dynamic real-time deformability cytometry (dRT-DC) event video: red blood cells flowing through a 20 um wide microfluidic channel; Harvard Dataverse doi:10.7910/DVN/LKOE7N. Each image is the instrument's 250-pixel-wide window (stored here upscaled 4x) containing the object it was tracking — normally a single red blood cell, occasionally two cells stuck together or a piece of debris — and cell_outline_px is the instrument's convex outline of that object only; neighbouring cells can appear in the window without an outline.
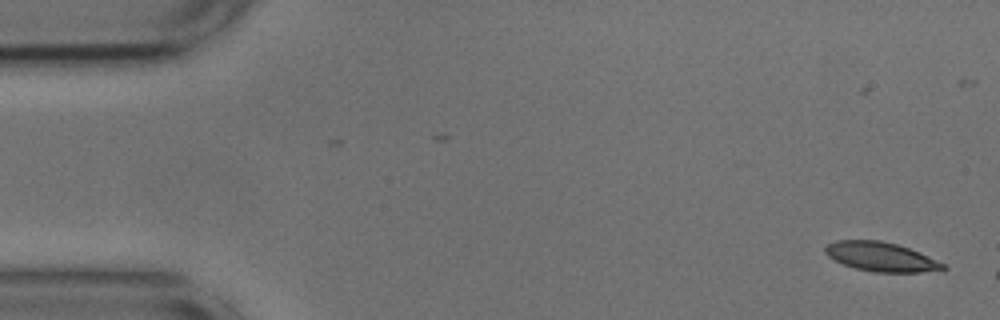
{"species": "common noctule bat (a hibernating species)", "species_latin": "Nyctalus noctula", "temperature_condition": "cold", "stored_images_in_passage": 2, "camera_frame_rate_fps": 3000, "um_per_image_px": 0.085, "animal": {"sex": "male", "body_mass_g": 17.9, "forearm_length_mm": 54.2}, "frame": {"image": 1, "passage_image": 1, "time_ms": 0.0, "image_size_px": [1000, 320], "cell_outline_px": [[948, 268], [920, 272], [876, 272], [856, 268], [844, 264], [828, 256], [824, 252], [824, 248], [828, 244], [836, 240], [880, 240], [896, 244], [908, 248], [944, 264]], "centroid_in_image_um": [74.83, 21.82], "position_along_channel_um": 10.2, "area_um2": 19.59}}